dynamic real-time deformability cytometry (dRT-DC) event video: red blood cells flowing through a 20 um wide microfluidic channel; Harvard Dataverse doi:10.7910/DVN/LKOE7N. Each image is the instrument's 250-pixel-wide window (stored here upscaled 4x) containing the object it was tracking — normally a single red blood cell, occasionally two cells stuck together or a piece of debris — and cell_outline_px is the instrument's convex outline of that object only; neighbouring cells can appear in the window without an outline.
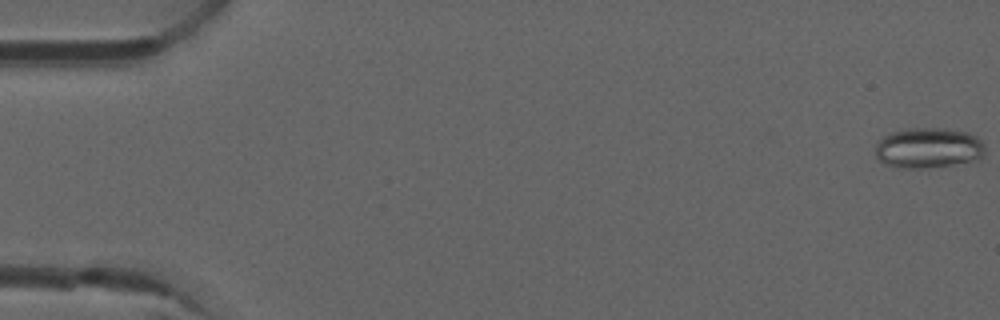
{"species": "common noctule bat (a hibernating species)", "species_latin": "Nyctalus noctula", "temperature_condition": "room temperature", "stored_images_in_passage": 53, "camera_frame_rate_fps": 3000, "um_per_image_px": 0.085, "animal": {"sex": "male", "forearm_length_mm": 52.5}, "frame": {"image": 1, "passage_image": 1, "time_ms": 0.0, "image_size_px": [1000, 320], "cell_outline_px": [[984, 156], [980, 160], [924, 168], [900, 168], [884, 164], [876, 156], [876, 144], [884, 136], [892, 132], [908, 128], [944, 128], [968, 132], [976, 136], [984, 144]], "centroid_in_image_um": [78.93, 12.57], "position_along_channel_um": 6.1, "area_um2": 25.95}}
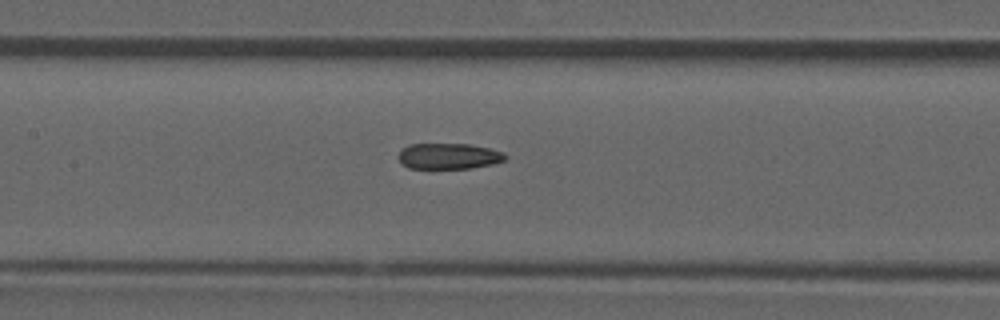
{"frame": {"image": 2, "passage_image": 25, "time_ms": 8.0, "image_size_px": [1000, 320], "cell_outline_px": [[508, 156], [504, 160], [492, 164], [472, 168], [408, 168], [400, 164], [400, 152], [408, 144], [468, 144], [488, 148], [504, 152]], "centroid_in_image_um": [38.15, 13.27], "position_along_channel_um": 169.2, "area_um2": 16.01}}
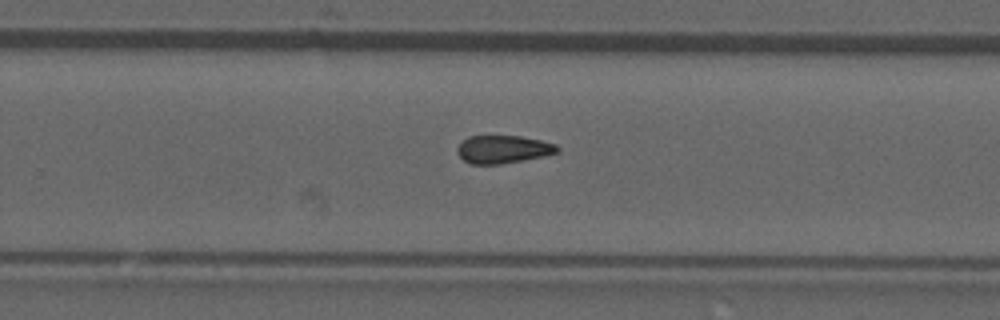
{"frame": {"image": 3, "passage_image": 34, "time_ms": 11.0, "image_size_px": [1000, 320], "cell_outline_px": [[560, 152], [544, 156], [524, 160], [500, 164], [468, 164], [456, 152], [456, 148], [468, 136], [520, 136], [540, 140], [556, 144], [560, 148]], "centroid_in_image_um": [42.77, 12.7], "position_along_channel_um": 287.0, "area_um2": 16.36}, "authors_computed_cell_mechanics": {"area_um2": 16.9932, "velocity_mm_per_s": 3.9329, "shape_relaxation_time_tau1_ms": null, "shape_relaxation_time_tau2_ms": 3.7255, "deformation_change_tau1": null, "deformation_change_tau2": 0.1165}}